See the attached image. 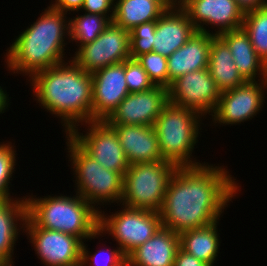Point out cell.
Returning <instances> with one entry per match:
<instances>
[{
	"instance_id": "6da1fadb",
	"label": "cell",
	"mask_w": 267,
	"mask_h": 266,
	"mask_svg": "<svg viewBox=\"0 0 267 266\" xmlns=\"http://www.w3.org/2000/svg\"><path fill=\"white\" fill-rule=\"evenodd\" d=\"M224 166H177L159 211L162 227L180 234L220 220L240 186Z\"/></svg>"
},
{
	"instance_id": "7a4b0ae2",
	"label": "cell",
	"mask_w": 267,
	"mask_h": 266,
	"mask_svg": "<svg viewBox=\"0 0 267 266\" xmlns=\"http://www.w3.org/2000/svg\"><path fill=\"white\" fill-rule=\"evenodd\" d=\"M29 80L35 100L61 119L65 134L91 122L92 75L72 59L39 71Z\"/></svg>"
},
{
	"instance_id": "3957f363",
	"label": "cell",
	"mask_w": 267,
	"mask_h": 266,
	"mask_svg": "<svg viewBox=\"0 0 267 266\" xmlns=\"http://www.w3.org/2000/svg\"><path fill=\"white\" fill-rule=\"evenodd\" d=\"M66 15L50 6L45 8L6 50V68L13 74L31 78L39 71L68 61L64 60V47L68 44L65 38L69 36V18Z\"/></svg>"
},
{
	"instance_id": "277c9868",
	"label": "cell",
	"mask_w": 267,
	"mask_h": 266,
	"mask_svg": "<svg viewBox=\"0 0 267 266\" xmlns=\"http://www.w3.org/2000/svg\"><path fill=\"white\" fill-rule=\"evenodd\" d=\"M31 195L25 196L27 219L24 228L60 231L82 242L99 230V211L79 194L48 195L44 198Z\"/></svg>"
},
{
	"instance_id": "5b68a950",
	"label": "cell",
	"mask_w": 267,
	"mask_h": 266,
	"mask_svg": "<svg viewBox=\"0 0 267 266\" xmlns=\"http://www.w3.org/2000/svg\"><path fill=\"white\" fill-rule=\"evenodd\" d=\"M202 116L196 111L168 102L161 110L153 127L158 135L161 155L176 166L201 165L193 158L198 143ZM193 159H192V158ZM199 161V162H197Z\"/></svg>"
},
{
	"instance_id": "8992f818",
	"label": "cell",
	"mask_w": 267,
	"mask_h": 266,
	"mask_svg": "<svg viewBox=\"0 0 267 266\" xmlns=\"http://www.w3.org/2000/svg\"><path fill=\"white\" fill-rule=\"evenodd\" d=\"M68 157L73 175L75 192L89 202L96 210L98 205L117 203L120 206L123 193V175L105 169L88 155L68 134L65 135ZM98 206V207H97Z\"/></svg>"
},
{
	"instance_id": "52a82bcc",
	"label": "cell",
	"mask_w": 267,
	"mask_h": 266,
	"mask_svg": "<svg viewBox=\"0 0 267 266\" xmlns=\"http://www.w3.org/2000/svg\"><path fill=\"white\" fill-rule=\"evenodd\" d=\"M177 166L167 160L130 164L123 175L120 204L129 208L159 212L168 182Z\"/></svg>"
},
{
	"instance_id": "ba28073f",
	"label": "cell",
	"mask_w": 267,
	"mask_h": 266,
	"mask_svg": "<svg viewBox=\"0 0 267 266\" xmlns=\"http://www.w3.org/2000/svg\"><path fill=\"white\" fill-rule=\"evenodd\" d=\"M121 206L119 212L116 211L115 214L112 212L111 215L99 211V230L105 235H111L127 256L150 239L162 223L157 211Z\"/></svg>"
},
{
	"instance_id": "9c48e42d",
	"label": "cell",
	"mask_w": 267,
	"mask_h": 266,
	"mask_svg": "<svg viewBox=\"0 0 267 266\" xmlns=\"http://www.w3.org/2000/svg\"><path fill=\"white\" fill-rule=\"evenodd\" d=\"M130 32L113 22L92 42L76 48L72 60L84 71L93 74L111 64L130 58Z\"/></svg>"
},
{
	"instance_id": "30bf717a",
	"label": "cell",
	"mask_w": 267,
	"mask_h": 266,
	"mask_svg": "<svg viewBox=\"0 0 267 266\" xmlns=\"http://www.w3.org/2000/svg\"><path fill=\"white\" fill-rule=\"evenodd\" d=\"M84 126L88 128L85 134L76 127L68 135L105 169L124 175L130 164L114 129L105 121H91Z\"/></svg>"
},
{
	"instance_id": "8fae6325",
	"label": "cell",
	"mask_w": 267,
	"mask_h": 266,
	"mask_svg": "<svg viewBox=\"0 0 267 266\" xmlns=\"http://www.w3.org/2000/svg\"><path fill=\"white\" fill-rule=\"evenodd\" d=\"M259 82V83H258ZM267 80L246 81L234 89L220 93L217 106L211 115L212 124L234 125L249 121L259 114L265 103Z\"/></svg>"
},
{
	"instance_id": "7c38bea8",
	"label": "cell",
	"mask_w": 267,
	"mask_h": 266,
	"mask_svg": "<svg viewBox=\"0 0 267 266\" xmlns=\"http://www.w3.org/2000/svg\"><path fill=\"white\" fill-rule=\"evenodd\" d=\"M220 91L208 68L188 72L177 78L168 88V102L191 109L203 119L213 114Z\"/></svg>"
},
{
	"instance_id": "4fadbf2b",
	"label": "cell",
	"mask_w": 267,
	"mask_h": 266,
	"mask_svg": "<svg viewBox=\"0 0 267 266\" xmlns=\"http://www.w3.org/2000/svg\"><path fill=\"white\" fill-rule=\"evenodd\" d=\"M180 7L198 32L219 36L243 25L245 14L235 0H180ZM204 25L217 27L218 30L215 29V32L211 33Z\"/></svg>"
},
{
	"instance_id": "5bb4252c",
	"label": "cell",
	"mask_w": 267,
	"mask_h": 266,
	"mask_svg": "<svg viewBox=\"0 0 267 266\" xmlns=\"http://www.w3.org/2000/svg\"><path fill=\"white\" fill-rule=\"evenodd\" d=\"M23 233L45 266H72L81 262L82 241L70 234L44 228H24Z\"/></svg>"
},
{
	"instance_id": "9a60e30c",
	"label": "cell",
	"mask_w": 267,
	"mask_h": 266,
	"mask_svg": "<svg viewBox=\"0 0 267 266\" xmlns=\"http://www.w3.org/2000/svg\"><path fill=\"white\" fill-rule=\"evenodd\" d=\"M91 75V121H105L129 94L125 79V61L111 64Z\"/></svg>"
},
{
	"instance_id": "2e32d148",
	"label": "cell",
	"mask_w": 267,
	"mask_h": 266,
	"mask_svg": "<svg viewBox=\"0 0 267 266\" xmlns=\"http://www.w3.org/2000/svg\"><path fill=\"white\" fill-rule=\"evenodd\" d=\"M167 103L168 89L162 86H155L144 92L129 93L105 122L153 126Z\"/></svg>"
},
{
	"instance_id": "e0dca14e",
	"label": "cell",
	"mask_w": 267,
	"mask_h": 266,
	"mask_svg": "<svg viewBox=\"0 0 267 266\" xmlns=\"http://www.w3.org/2000/svg\"><path fill=\"white\" fill-rule=\"evenodd\" d=\"M196 32L197 29L180 6L167 9L156 21L152 52L168 58Z\"/></svg>"
},
{
	"instance_id": "ac0fdd59",
	"label": "cell",
	"mask_w": 267,
	"mask_h": 266,
	"mask_svg": "<svg viewBox=\"0 0 267 266\" xmlns=\"http://www.w3.org/2000/svg\"><path fill=\"white\" fill-rule=\"evenodd\" d=\"M119 137L129 164L150 163L164 160L153 126L108 124Z\"/></svg>"
},
{
	"instance_id": "d6986e66",
	"label": "cell",
	"mask_w": 267,
	"mask_h": 266,
	"mask_svg": "<svg viewBox=\"0 0 267 266\" xmlns=\"http://www.w3.org/2000/svg\"><path fill=\"white\" fill-rule=\"evenodd\" d=\"M179 248V234L161 226L150 239L127 255V266H173Z\"/></svg>"
},
{
	"instance_id": "ffe728a7",
	"label": "cell",
	"mask_w": 267,
	"mask_h": 266,
	"mask_svg": "<svg viewBox=\"0 0 267 266\" xmlns=\"http://www.w3.org/2000/svg\"><path fill=\"white\" fill-rule=\"evenodd\" d=\"M212 34L196 32L167 58L169 87L182 75L208 68Z\"/></svg>"
},
{
	"instance_id": "44dd1931",
	"label": "cell",
	"mask_w": 267,
	"mask_h": 266,
	"mask_svg": "<svg viewBox=\"0 0 267 266\" xmlns=\"http://www.w3.org/2000/svg\"><path fill=\"white\" fill-rule=\"evenodd\" d=\"M26 219L25 196L0 201V266L14 265V246L22 232L20 229L24 230Z\"/></svg>"
},
{
	"instance_id": "7402d4cb",
	"label": "cell",
	"mask_w": 267,
	"mask_h": 266,
	"mask_svg": "<svg viewBox=\"0 0 267 266\" xmlns=\"http://www.w3.org/2000/svg\"><path fill=\"white\" fill-rule=\"evenodd\" d=\"M219 36L229 46L234 63L246 81L267 80V65L258 57L243 27L221 33Z\"/></svg>"
},
{
	"instance_id": "603a6c76",
	"label": "cell",
	"mask_w": 267,
	"mask_h": 266,
	"mask_svg": "<svg viewBox=\"0 0 267 266\" xmlns=\"http://www.w3.org/2000/svg\"><path fill=\"white\" fill-rule=\"evenodd\" d=\"M208 69L220 92L234 89L246 82L234 63L229 46L218 35H212Z\"/></svg>"
},
{
	"instance_id": "cb8c5ba5",
	"label": "cell",
	"mask_w": 267,
	"mask_h": 266,
	"mask_svg": "<svg viewBox=\"0 0 267 266\" xmlns=\"http://www.w3.org/2000/svg\"><path fill=\"white\" fill-rule=\"evenodd\" d=\"M217 225L219 220L205 227L181 232L180 248L209 266H214L221 243Z\"/></svg>"
},
{
	"instance_id": "d4e9b609",
	"label": "cell",
	"mask_w": 267,
	"mask_h": 266,
	"mask_svg": "<svg viewBox=\"0 0 267 266\" xmlns=\"http://www.w3.org/2000/svg\"><path fill=\"white\" fill-rule=\"evenodd\" d=\"M166 9L157 0H115L112 22L127 31L150 21H157Z\"/></svg>"
},
{
	"instance_id": "484cf974",
	"label": "cell",
	"mask_w": 267,
	"mask_h": 266,
	"mask_svg": "<svg viewBox=\"0 0 267 266\" xmlns=\"http://www.w3.org/2000/svg\"><path fill=\"white\" fill-rule=\"evenodd\" d=\"M69 37L67 40L75 42L77 47L94 41L112 22L108 17L99 14L85 13L76 17H69ZM70 38V39H69Z\"/></svg>"
},
{
	"instance_id": "4316f807",
	"label": "cell",
	"mask_w": 267,
	"mask_h": 266,
	"mask_svg": "<svg viewBox=\"0 0 267 266\" xmlns=\"http://www.w3.org/2000/svg\"><path fill=\"white\" fill-rule=\"evenodd\" d=\"M242 27L258 57L267 65V5L245 13Z\"/></svg>"
},
{
	"instance_id": "83f0119b",
	"label": "cell",
	"mask_w": 267,
	"mask_h": 266,
	"mask_svg": "<svg viewBox=\"0 0 267 266\" xmlns=\"http://www.w3.org/2000/svg\"><path fill=\"white\" fill-rule=\"evenodd\" d=\"M103 235V236H102ZM104 237V234L98 230L90 238L82 242L81 248V264L82 266H127V256L122 252V250L117 246L115 249L103 248L96 251L94 254L87 248L86 241L89 239H95L98 237ZM105 249V250H104ZM109 252V253H108Z\"/></svg>"
},
{
	"instance_id": "f1b7e54d",
	"label": "cell",
	"mask_w": 267,
	"mask_h": 266,
	"mask_svg": "<svg viewBox=\"0 0 267 266\" xmlns=\"http://www.w3.org/2000/svg\"><path fill=\"white\" fill-rule=\"evenodd\" d=\"M5 142L7 143L0 142V201L14 199L9 193V188L17 164L15 146L9 141Z\"/></svg>"
},
{
	"instance_id": "f546056e",
	"label": "cell",
	"mask_w": 267,
	"mask_h": 266,
	"mask_svg": "<svg viewBox=\"0 0 267 266\" xmlns=\"http://www.w3.org/2000/svg\"><path fill=\"white\" fill-rule=\"evenodd\" d=\"M155 86L169 88L167 57L155 52L141 54L136 58Z\"/></svg>"
},
{
	"instance_id": "4dcf8cb0",
	"label": "cell",
	"mask_w": 267,
	"mask_h": 266,
	"mask_svg": "<svg viewBox=\"0 0 267 266\" xmlns=\"http://www.w3.org/2000/svg\"><path fill=\"white\" fill-rule=\"evenodd\" d=\"M156 32V21L142 23L130 31V58L152 52Z\"/></svg>"
},
{
	"instance_id": "1f68e13d",
	"label": "cell",
	"mask_w": 267,
	"mask_h": 266,
	"mask_svg": "<svg viewBox=\"0 0 267 266\" xmlns=\"http://www.w3.org/2000/svg\"><path fill=\"white\" fill-rule=\"evenodd\" d=\"M125 79L129 93L144 92L155 87L137 59L125 60Z\"/></svg>"
},
{
	"instance_id": "d6a6232c",
	"label": "cell",
	"mask_w": 267,
	"mask_h": 266,
	"mask_svg": "<svg viewBox=\"0 0 267 266\" xmlns=\"http://www.w3.org/2000/svg\"><path fill=\"white\" fill-rule=\"evenodd\" d=\"M114 9L115 0H84L81 11H85V13L88 14L103 15L112 21L114 17Z\"/></svg>"
},
{
	"instance_id": "836d02e7",
	"label": "cell",
	"mask_w": 267,
	"mask_h": 266,
	"mask_svg": "<svg viewBox=\"0 0 267 266\" xmlns=\"http://www.w3.org/2000/svg\"><path fill=\"white\" fill-rule=\"evenodd\" d=\"M84 0H55L50 3V7L62 11L63 13L81 11ZM71 11V12H70Z\"/></svg>"
},
{
	"instance_id": "e575fe53",
	"label": "cell",
	"mask_w": 267,
	"mask_h": 266,
	"mask_svg": "<svg viewBox=\"0 0 267 266\" xmlns=\"http://www.w3.org/2000/svg\"><path fill=\"white\" fill-rule=\"evenodd\" d=\"M173 266H209V265L197 259L193 255L186 253L181 248H179L176 253Z\"/></svg>"
},
{
	"instance_id": "d590c367",
	"label": "cell",
	"mask_w": 267,
	"mask_h": 266,
	"mask_svg": "<svg viewBox=\"0 0 267 266\" xmlns=\"http://www.w3.org/2000/svg\"><path fill=\"white\" fill-rule=\"evenodd\" d=\"M235 1L237 2L238 7L243 11L244 14L265 7L267 5V0H235Z\"/></svg>"
},
{
	"instance_id": "8d00e7d4",
	"label": "cell",
	"mask_w": 267,
	"mask_h": 266,
	"mask_svg": "<svg viewBox=\"0 0 267 266\" xmlns=\"http://www.w3.org/2000/svg\"><path fill=\"white\" fill-rule=\"evenodd\" d=\"M4 88H2L0 86V114L4 113L6 111V109H8L7 107H9V94H7L6 90H3Z\"/></svg>"
},
{
	"instance_id": "74e56055",
	"label": "cell",
	"mask_w": 267,
	"mask_h": 266,
	"mask_svg": "<svg viewBox=\"0 0 267 266\" xmlns=\"http://www.w3.org/2000/svg\"><path fill=\"white\" fill-rule=\"evenodd\" d=\"M166 10L180 6V0H157Z\"/></svg>"
},
{
	"instance_id": "f35d334b",
	"label": "cell",
	"mask_w": 267,
	"mask_h": 266,
	"mask_svg": "<svg viewBox=\"0 0 267 266\" xmlns=\"http://www.w3.org/2000/svg\"><path fill=\"white\" fill-rule=\"evenodd\" d=\"M72 266H82L81 262Z\"/></svg>"
}]
</instances>
